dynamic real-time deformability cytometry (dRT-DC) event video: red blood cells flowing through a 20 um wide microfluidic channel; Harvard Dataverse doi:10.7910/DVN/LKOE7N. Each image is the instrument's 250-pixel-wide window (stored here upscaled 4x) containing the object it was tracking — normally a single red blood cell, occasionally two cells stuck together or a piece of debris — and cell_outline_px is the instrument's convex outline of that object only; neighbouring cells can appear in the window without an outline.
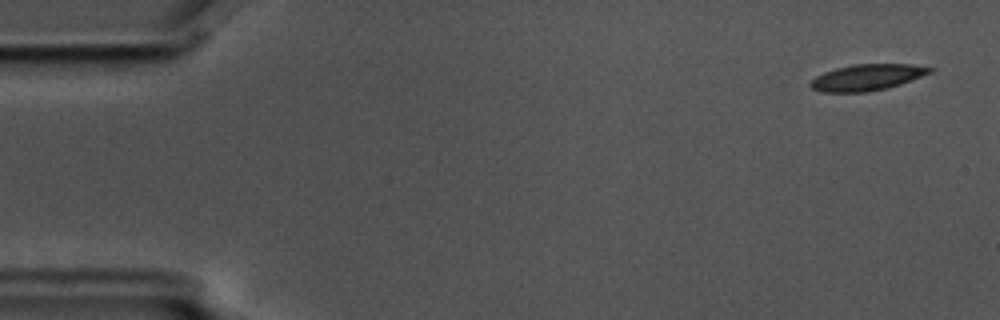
{"species": "common noctule bat (a hibernating species)", "species_latin": "Nyctalus noctula", "temperature_condition": "cold", "stored_images_in_passage": 56, "camera_frame_rate_fps": 3000, "um_per_image_px": 0.085, "animal": {"sex": "male", "body_mass_g": 17.5, "forearm_length_mm": 52.3}, "frame": {"image": 1, "passage_image": 2, "time_ms": 0.333, "image_size_px": [1000, 320], "cell_outline_px": [[936, 68], [932, 72], [900, 84], [888, 88], [868, 92], [820, 92], [812, 88], [808, 84], [816, 76], [824, 72], [836, 68], [852, 64], [912, 64]], "centroid_in_image_um": [73.7, 6.57], "position_along_channel_um": 11.3, "area_um2": 18.32}}
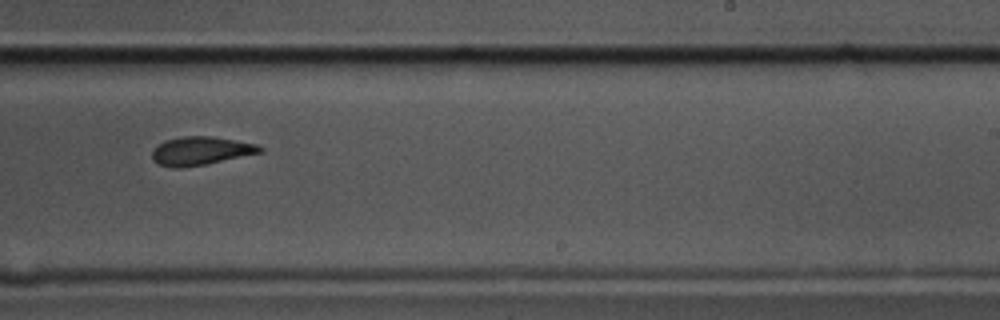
{"frame": {"image": 2, "passage_image": 34, "time_ms": 11.0, "image_size_px": [1000, 320], "cell_outline_px": [[264, 152], [204, 164], [180, 168], [172, 168], [160, 164], [152, 160], [152, 148], [164, 140], [184, 136], [212, 136], [256, 144], [264, 148]], "centroid_in_image_um": [17.04, 12.82], "position_along_channel_um": 272.0, "area_um2": 17.86}}
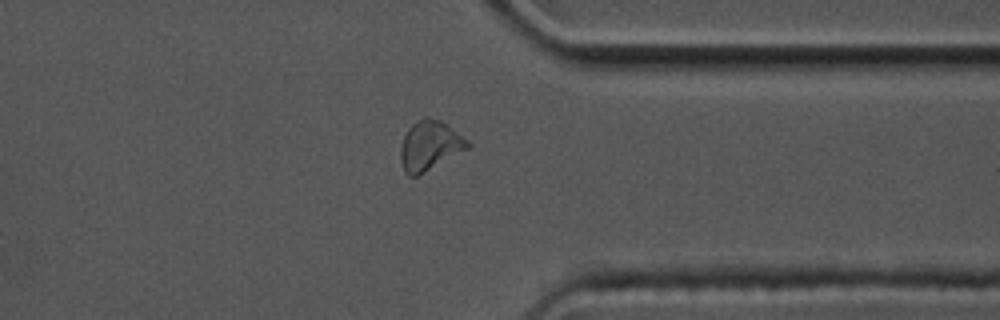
{"frame": {"image": 3, "passage_image": 43, "time_ms": 14.0, "image_size_px": [1000, 320], "cell_outline_px": [[472, 144], [468, 148], [416, 176], [408, 176], [404, 172], [400, 160], [400, 148], [404, 136], [408, 128], [412, 124], [424, 116], [428, 116], [440, 120], [468, 140]], "centroid_in_image_um": [36.5, 12.36], "position_along_channel_um": 374.9, "area_um2": 19.13}, "authors_computed_cell_mechanics": {"area_um2": 18.8139, "velocity_mm_per_s": 3.5636, "shape_relaxation_time_tau1_ms": 3.5749, "shape_relaxation_time_tau2_ms": 3.9352, "deformation_change_tau1": 0.1147, "deformation_change_tau2": 0.0946}}